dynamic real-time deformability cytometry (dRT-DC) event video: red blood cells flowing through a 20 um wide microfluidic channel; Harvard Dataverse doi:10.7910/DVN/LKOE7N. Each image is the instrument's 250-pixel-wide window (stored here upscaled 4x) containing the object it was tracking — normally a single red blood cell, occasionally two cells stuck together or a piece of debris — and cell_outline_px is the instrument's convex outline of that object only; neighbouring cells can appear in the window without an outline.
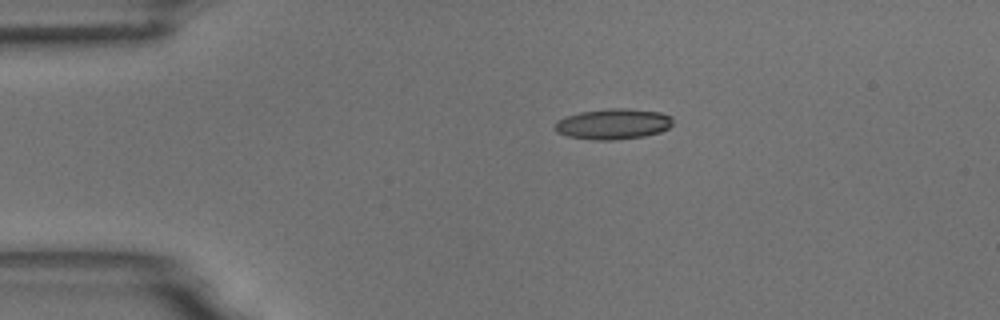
{"species": "common noctule bat (a hibernating species)", "species_latin": "Nyctalus noctula", "temperature_condition": "room temperature", "stored_images_in_passage": 4, "camera_frame_rate_fps": 3000, "um_per_image_px": 0.085, "animal": {"sex": "male", "body_mass_g": 18.8}, "frame": {"image": 1, "passage_image": 1, "time_ms": 0.0, "image_size_px": [1000, 320], "cell_outline_px": [[672, 124], [668, 128], [660, 132], [644, 136], [616, 140], [592, 140], [568, 136], [556, 132], [556, 120], [580, 112], [608, 108], [628, 108], [660, 112], [672, 116]], "centroid_in_image_um": [52.13, 10.54], "position_along_channel_um": 32.9, "area_um2": 21.1}}
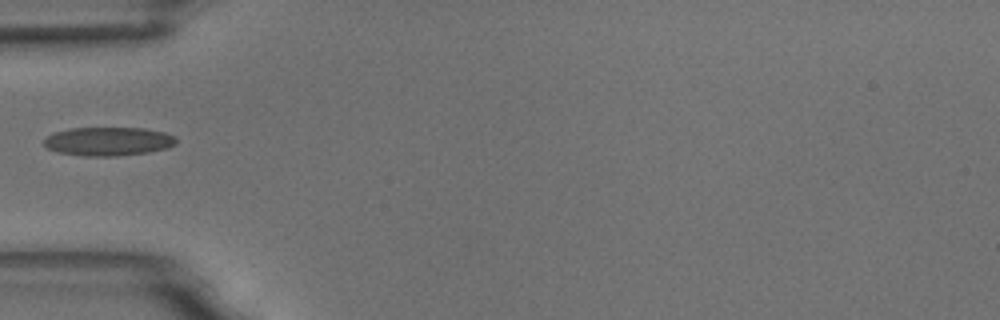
{"frame": {"image": 2, "passage_image": 3, "time_ms": 2.333, "image_size_px": [1000, 320], "cell_outline_px": [[176, 144], [168, 148], [148, 152], [116, 156], [84, 156], [60, 152], [48, 148], [44, 144], [44, 140], [48, 136], [56, 132], [68, 128], [144, 128], [164, 132], [176, 136]], "centroid_in_image_um": [9.25, 12.01], "position_along_channel_um": 75.8, "area_um2": 22.02}}